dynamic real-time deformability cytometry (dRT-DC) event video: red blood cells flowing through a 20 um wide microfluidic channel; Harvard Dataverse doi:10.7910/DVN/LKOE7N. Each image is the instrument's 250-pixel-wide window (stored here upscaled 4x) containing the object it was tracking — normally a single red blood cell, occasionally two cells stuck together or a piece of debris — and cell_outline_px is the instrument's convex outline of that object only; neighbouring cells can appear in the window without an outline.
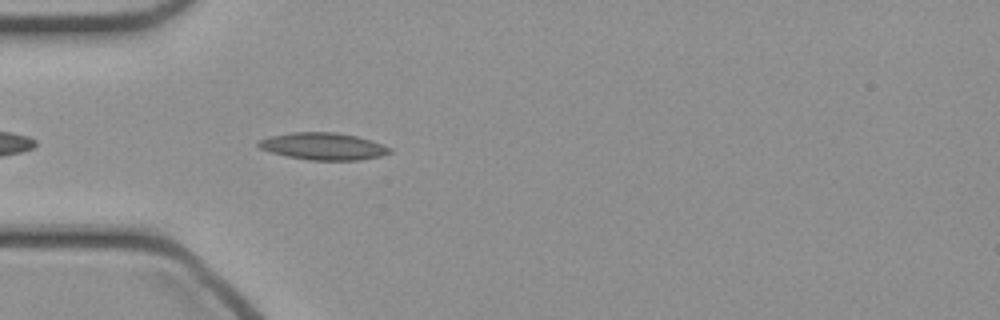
{"species": "common noctule bat (a hibernating species)", "species_latin": "Nyctalus noctula", "temperature_condition": "cold", "stored_images_in_passage": 36, "camera_frame_rate_fps": 3000, "um_per_image_px": 0.085, "animal": {"sex": "female", "body_mass_g": 21.9}, "frame": {"image": 1, "passage_image": 3, "time_ms": 0.667, "image_size_px": [1000, 320], "cell_outline_px": [[392, 152], [380, 156], [360, 160], [308, 160], [288, 156], [272, 152], [260, 148], [256, 144], [260, 140], [268, 136], [292, 132], [336, 132], [356, 136], [392, 148]], "centroid_in_image_um": [27.46, 12.43], "position_along_channel_um": 57.5, "area_um2": 20.58}}
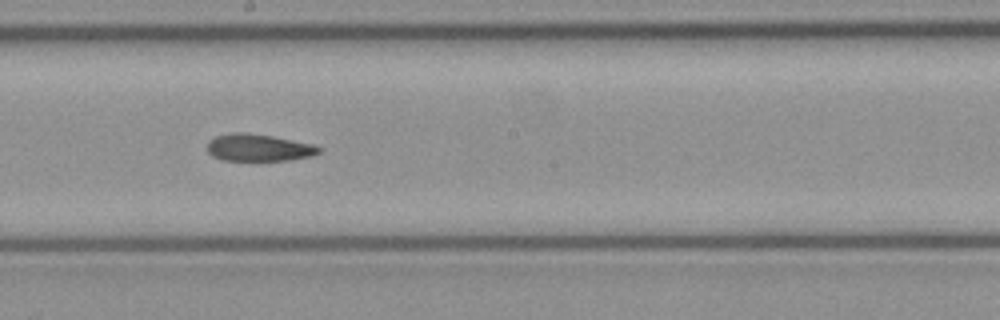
{"frame": {"image": 2, "passage_image": 15, "time_ms": 4.667, "image_size_px": [1000, 320], "cell_outline_px": [[324, 148], [320, 152], [312, 156], [288, 160], [220, 160], [212, 156], [208, 152], [208, 140], [216, 136], [232, 132], [244, 132], [272, 136], [312, 144]], "centroid_in_image_um": [21.98, 12.55], "position_along_channel_um": 226.2, "area_um2": 17.69}}
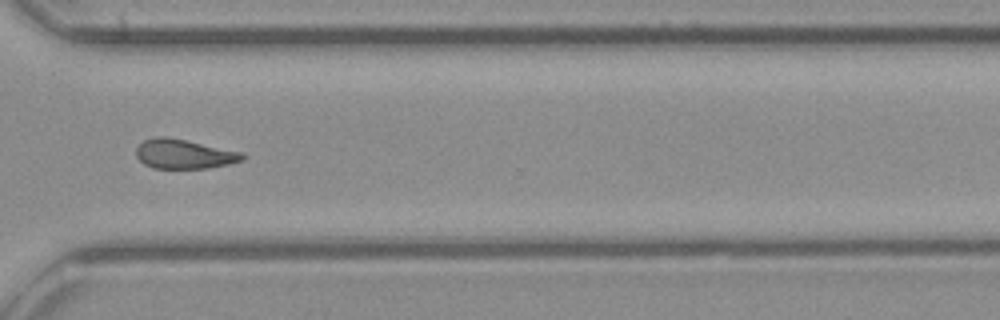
{"frame": {"image": 3, "passage_image": 24, "time_ms": 7.667, "image_size_px": [1000, 320], "cell_outline_px": [[244, 160], [228, 164], [208, 168], [152, 168], [144, 164], [136, 156], [136, 148], [144, 140], [156, 136], [164, 136], [244, 152]], "centroid_in_image_um": [15.64, 13.09], "position_along_channel_um": 355.0, "area_um2": 18.15}}